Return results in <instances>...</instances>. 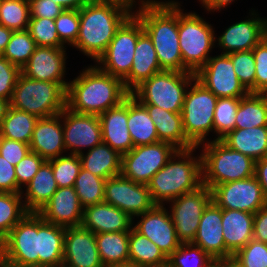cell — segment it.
<instances>
[{
  "instance_id": "cell-1",
  "label": "cell",
  "mask_w": 267,
  "mask_h": 267,
  "mask_svg": "<svg viewBox=\"0 0 267 267\" xmlns=\"http://www.w3.org/2000/svg\"><path fill=\"white\" fill-rule=\"evenodd\" d=\"M129 95L123 80L94 65L68 83L66 107L76 113L99 116L120 105Z\"/></svg>"
},
{
  "instance_id": "cell-2",
  "label": "cell",
  "mask_w": 267,
  "mask_h": 267,
  "mask_svg": "<svg viewBox=\"0 0 267 267\" xmlns=\"http://www.w3.org/2000/svg\"><path fill=\"white\" fill-rule=\"evenodd\" d=\"M135 15L151 38L162 70L183 72L179 45L178 2L141 0Z\"/></svg>"
},
{
  "instance_id": "cell-3",
  "label": "cell",
  "mask_w": 267,
  "mask_h": 267,
  "mask_svg": "<svg viewBox=\"0 0 267 267\" xmlns=\"http://www.w3.org/2000/svg\"><path fill=\"white\" fill-rule=\"evenodd\" d=\"M131 14L120 5L90 0L79 9L80 28L73 47L97 61Z\"/></svg>"
},
{
  "instance_id": "cell-4",
  "label": "cell",
  "mask_w": 267,
  "mask_h": 267,
  "mask_svg": "<svg viewBox=\"0 0 267 267\" xmlns=\"http://www.w3.org/2000/svg\"><path fill=\"white\" fill-rule=\"evenodd\" d=\"M195 149L178 150L151 178L147 186L155 205L164 206V201L170 202L202 185L201 154L198 159L192 157Z\"/></svg>"
},
{
  "instance_id": "cell-5",
  "label": "cell",
  "mask_w": 267,
  "mask_h": 267,
  "mask_svg": "<svg viewBox=\"0 0 267 267\" xmlns=\"http://www.w3.org/2000/svg\"><path fill=\"white\" fill-rule=\"evenodd\" d=\"M201 153L202 184L216 185L254 176L255 161L215 139L203 144Z\"/></svg>"
},
{
  "instance_id": "cell-6",
  "label": "cell",
  "mask_w": 267,
  "mask_h": 267,
  "mask_svg": "<svg viewBox=\"0 0 267 267\" xmlns=\"http://www.w3.org/2000/svg\"><path fill=\"white\" fill-rule=\"evenodd\" d=\"M68 83L34 80L20 73L9 106L47 118L60 114L66 108Z\"/></svg>"
},
{
  "instance_id": "cell-7",
  "label": "cell",
  "mask_w": 267,
  "mask_h": 267,
  "mask_svg": "<svg viewBox=\"0 0 267 267\" xmlns=\"http://www.w3.org/2000/svg\"><path fill=\"white\" fill-rule=\"evenodd\" d=\"M191 72L162 70L143 81L130 94L141 104L158 106L164 110L182 113L183 102L191 82Z\"/></svg>"
},
{
  "instance_id": "cell-8",
  "label": "cell",
  "mask_w": 267,
  "mask_h": 267,
  "mask_svg": "<svg viewBox=\"0 0 267 267\" xmlns=\"http://www.w3.org/2000/svg\"><path fill=\"white\" fill-rule=\"evenodd\" d=\"M178 3L179 45L183 72L196 74L210 58V51L217 40L211 25L196 13H183Z\"/></svg>"
},
{
  "instance_id": "cell-9",
  "label": "cell",
  "mask_w": 267,
  "mask_h": 267,
  "mask_svg": "<svg viewBox=\"0 0 267 267\" xmlns=\"http://www.w3.org/2000/svg\"><path fill=\"white\" fill-rule=\"evenodd\" d=\"M193 82L183 102L182 121L187 139L198 148L205 143L206 135L214 130V111L218 98L196 78Z\"/></svg>"
},
{
  "instance_id": "cell-10",
  "label": "cell",
  "mask_w": 267,
  "mask_h": 267,
  "mask_svg": "<svg viewBox=\"0 0 267 267\" xmlns=\"http://www.w3.org/2000/svg\"><path fill=\"white\" fill-rule=\"evenodd\" d=\"M0 259L8 267H39L38 213L28 212L0 242Z\"/></svg>"
},
{
  "instance_id": "cell-11",
  "label": "cell",
  "mask_w": 267,
  "mask_h": 267,
  "mask_svg": "<svg viewBox=\"0 0 267 267\" xmlns=\"http://www.w3.org/2000/svg\"><path fill=\"white\" fill-rule=\"evenodd\" d=\"M143 32V25L133 12L117 29L114 38L96 61L101 64L97 67L123 80L130 73L137 40Z\"/></svg>"
},
{
  "instance_id": "cell-12",
  "label": "cell",
  "mask_w": 267,
  "mask_h": 267,
  "mask_svg": "<svg viewBox=\"0 0 267 267\" xmlns=\"http://www.w3.org/2000/svg\"><path fill=\"white\" fill-rule=\"evenodd\" d=\"M177 151L171 143L163 141L133 147L122 155L121 175L147 185Z\"/></svg>"
},
{
  "instance_id": "cell-13",
  "label": "cell",
  "mask_w": 267,
  "mask_h": 267,
  "mask_svg": "<svg viewBox=\"0 0 267 267\" xmlns=\"http://www.w3.org/2000/svg\"><path fill=\"white\" fill-rule=\"evenodd\" d=\"M211 201V190L203 184L196 190L170 201L172 202L170 215L181 243L193 242L201 216Z\"/></svg>"
},
{
  "instance_id": "cell-14",
  "label": "cell",
  "mask_w": 267,
  "mask_h": 267,
  "mask_svg": "<svg viewBox=\"0 0 267 267\" xmlns=\"http://www.w3.org/2000/svg\"><path fill=\"white\" fill-rule=\"evenodd\" d=\"M212 201L222 209L255 214L267 204L262 186L255 176L212 187Z\"/></svg>"
},
{
  "instance_id": "cell-15",
  "label": "cell",
  "mask_w": 267,
  "mask_h": 267,
  "mask_svg": "<svg viewBox=\"0 0 267 267\" xmlns=\"http://www.w3.org/2000/svg\"><path fill=\"white\" fill-rule=\"evenodd\" d=\"M195 77L217 98H243L250 93L238 79L228 54L210 57Z\"/></svg>"
},
{
  "instance_id": "cell-16",
  "label": "cell",
  "mask_w": 267,
  "mask_h": 267,
  "mask_svg": "<svg viewBox=\"0 0 267 267\" xmlns=\"http://www.w3.org/2000/svg\"><path fill=\"white\" fill-rule=\"evenodd\" d=\"M104 202L117 207L133 219L155 206L146 184L136 183L122 175L106 180Z\"/></svg>"
},
{
  "instance_id": "cell-17",
  "label": "cell",
  "mask_w": 267,
  "mask_h": 267,
  "mask_svg": "<svg viewBox=\"0 0 267 267\" xmlns=\"http://www.w3.org/2000/svg\"><path fill=\"white\" fill-rule=\"evenodd\" d=\"M63 139L70 154L80 155L83 148L91 150L102 143V127L97 115L76 113L67 107L61 112Z\"/></svg>"
},
{
  "instance_id": "cell-18",
  "label": "cell",
  "mask_w": 267,
  "mask_h": 267,
  "mask_svg": "<svg viewBox=\"0 0 267 267\" xmlns=\"http://www.w3.org/2000/svg\"><path fill=\"white\" fill-rule=\"evenodd\" d=\"M141 220L133 228L155 243L168 258L181 245L171 215L162 205L138 215Z\"/></svg>"
},
{
  "instance_id": "cell-19",
  "label": "cell",
  "mask_w": 267,
  "mask_h": 267,
  "mask_svg": "<svg viewBox=\"0 0 267 267\" xmlns=\"http://www.w3.org/2000/svg\"><path fill=\"white\" fill-rule=\"evenodd\" d=\"M221 222L222 208L211 201L201 216L192 244L200 247L215 261H231L233 254L225 246Z\"/></svg>"
},
{
  "instance_id": "cell-20",
  "label": "cell",
  "mask_w": 267,
  "mask_h": 267,
  "mask_svg": "<svg viewBox=\"0 0 267 267\" xmlns=\"http://www.w3.org/2000/svg\"><path fill=\"white\" fill-rule=\"evenodd\" d=\"M63 263L69 267H104L97 249L95 233L82 226L67 227Z\"/></svg>"
},
{
  "instance_id": "cell-21",
  "label": "cell",
  "mask_w": 267,
  "mask_h": 267,
  "mask_svg": "<svg viewBox=\"0 0 267 267\" xmlns=\"http://www.w3.org/2000/svg\"><path fill=\"white\" fill-rule=\"evenodd\" d=\"M83 206L74 187H61L37 212L44 221L62 227L81 226Z\"/></svg>"
},
{
  "instance_id": "cell-22",
  "label": "cell",
  "mask_w": 267,
  "mask_h": 267,
  "mask_svg": "<svg viewBox=\"0 0 267 267\" xmlns=\"http://www.w3.org/2000/svg\"><path fill=\"white\" fill-rule=\"evenodd\" d=\"M64 48L39 47L21 68V73L34 80L69 83L64 81L66 54Z\"/></svg>"
},
{
  "instance_id": "cell-23",
  "label": "cell",
  "mask_w": 267,
  "mask_h": 267,
  "mask_svg": "<svg viewBox=\"0 0 267 267\" xmlns=\"http://www.w3.org/2000/svg\"><path fill=\"white\" fill-rule=\"evenodd\" d=\"M61 113L47 118H39L30 140V151L40 155L45 161L62 156L66 151L63 139ZM61 122V123H60Z\"/></svg>"
},
{
  "instance_id": "cell-24",
  "label": "cell",
  "mask_w": 267,
  "mask_h": 267,
  "mask_svg": "<svg viewBox=\"0 0 267 267\" xmlns=\"http://www.w3.org/2000/svg\"><path fill=\"white\" fill-rule=\"evenodd\" d=\"M251 14L252 18L231 25L217 38L220 48L225 50L222 54L252 50L263 40L267 19Z\"/></svg>"
},
{
  "instance_id": "cell-25",
  "label": "cell",
  "mask_w": 267,
  "mask_h": 267,
  "mask_svg": "<svg viewBox=\"0 0 267 267\" xmlns=\"http://www.w3.org/2000/svg\"><path fill=\"white\" fill-rule=\"evenodd\" d=\"M102 127V142L120 155L128 153L134 146L128 131V97L118 106L99 115Z\"/></svg>"
},
{
  "instance_id": "cell-26",
  "label": "cell",
  "mask_w": 267,
  "mask_h": 267,
  "mask_svg": "<svg viewBox=\"0 0 267 267\" xmlns=\"http://www.w3.org/2000/svg\"><path fill=\"white\" fill-rule=\"evenodd\" d=\"M133 219L117 207L101 202L83 209L81 226L95 234L130 231Z\"/></svg>"
},
{
  "instance_id": "cell-27",
  "label": "cell",
  "mask_w": 267,
  "mask_h": 267,
  "mask_svg": "<svg viewBox=\"0 0 267 267\" xmlns=\"http://www.w3.org/2000/svg\"><path fill=\"white\" fill-rule=\"evenodd\" d=\"M162 71L153 42L144 31L137 40L130 73L123 79L125 88L131 93L143 81Z\"/></svg>"
},
{
  "instance_id": "cell-28",
  "label": "cell",
  "mask_w": 267,
  "mask_h": 267,
  "mask_svg": "<svg viewBox=\"0 0 267 267\" xmlns=\"http://www.w3.org/2000/svg\"><path fill=\"white\" fill-rule=\"evenodd\" d=\"M143 105L155 124L159 141L171 143L178 150L196 148L184 133L182 113L170 112L155 105Z\"/></svg>"
},
{
  "instance_id": "cell-29",
  "label": "cell",
  "mask_w": 267,
  "mask_h": 267,
  "mask_svg": "<svg viewBox=\"0 0 267 267\" xmlns=\"http://www.w3.org/2000/svg\"><path fill=\"white\" fill-rule=\"evenodd\" d=\"M66 228L46 222L38 214L39 267H55L63 263Z\"/></svg>"
},
{
  "instance_id": "cell-30",
  "label": "cell",
  "mask_w": 267,
  "mask_h": 267,
  "mask_svg": "<svg viewBox=\"0 0 267 267\" xmlns=\"http://www.w3.org/2000/svg\"><path fill=\"white\" fill-rule=\"evenodd\" d=\"M222 229L226 248L234 255L253 239L254 214L222 209Z\"/></svg>"
},
{
  "instance_id": "cell-31",
  "label": "cell",
  "mask_w": 267,
  "mask_h": 267,
  "mask_svg": "<svg viewBox=\"0 0 267 267\" xmlns=\"http://www.w3.org/2000/svg\"><path fill=\"white\" fill-rule=\"evenodd\" d=\"M220 140L254 161L267 157V126L234 129Z\"/></svg>"
},
{
  "instance_id": "cell-32",
  "label": "cell",
  "mask_w": 267,
  "mask_h": 267,
  "mask_svg": "<svg viewBox=\"0 0 267 267\" xmlns=\"http://www.w3.org/2000/svg\"><path fill=\"white\" fill-rule=\"evenodd\" d=\"M52 165L45 161L33 179L26 185L25 209L37 213L57 191Z\"/></svg>"
},
{
  "instance_id": "cell-33",
  "label": "cell",
  "mask_w": 267,
  "mask_h": 267,
  "mask_svg": "<svg viewBox=\"0 0 267 267\" xmlns=\"http://www.w3.org/2000/svg\"><path fill=\"white\" fill-rule=\"evenodd\" d=\"M82 168L91 172L93 175L108 179L121 175L122 155L113 150L108 144L101 143L84 156L80 155Z\"/></svg>"
},
{
  "instance_id": "cell-34",
  "label": "cell",
  "mask_w": 267,
  "mask_h": 267,
  "mask_svg": "<svg viewBox=\"0 0 267 267\" xmlns=\"http://www.w3.org/2000/svg\"><path fill=\"white\" fill-rule=\"evenodd\" d=\"M127 125L134 147L159 142L155 124L146 107L131 94L128 96Z\"/></svg>"
},
{
  "instance_id": "cell-35",
  "label": "cell",
  "mask_w": 267,
  "mask_h": 267,
  "mask_svg": "<svg viewBox=\"0 0 267 267\" xmlns=\"http://www.w3.org/2000/svg\"><path fill=\"white\" fill-rule=\"evenodd\" d=\"M130 231L95 234L97 249L104 267L129 264Z\"/></svg>"
},
{
  "instance_id": "cell-36",
  "label": "cell",
  "mask_w": 267,
  "mask_h": 267,
  "mask_svg": "<svg viewBox=\"0 0 267 267\" xmlns=\"http://www.w3.org/2000/svg\"><path fill=\"white\" fill-rule=\"evenodd\" d=\"M129 264L167 267L168 258L155 243L132 228L129 235Z\"/></svg>"
},
{
  "instance_id": "cell-37",
  "label": "cell",
  "mask_w": 267,
  "mask_h": 267,
  "mask_svg": "<svg viewBox=\"0 0 267 267\" xmlns=\"http://www.w3.org/2000/svg\"><path fill=\"white\" fill-rule=\"evenodd\" d=\"M38 119L34 114L9 106L0 125V137L30 144Z\"/></svg>"
},
{
  "instance_id": "cell-38",
  "label": "cell",
  "mask_w": 267,
  "mask_h": 267,
  "mask_svg": "<svg viewBox=\"0 0 267 267\" xmlns=\"http://www.w3.org/2000/svg\"><path fill=\"white\" fill-rule=\"evenodd\" d=\"M260 126H267V97L265 94L249 93L240 98L235 129Z\"/></svg>"
},
{
  "instance_id": "cell-39",
  "label": "cell",
  "mask_w": 267,
  "mask_h": 267,
  "mask_svg": "<svg viewBox=\"0 0 267 267\" xmlns=\"http://www.w3.org/2000/svg\"><path fill=\"white\" fill-rule=\"evenodd\" d=\"M22 194L0 192V242L28 213L23 204Z\"/></svg>"
},
{
  "instance_id": "cell-40",
  "label": "cell",
  "mask_w": 267,
  "mask_h": 267,
  "mask_svg": "<svg viewBox=\"0 0 267 267\" xmlns=\"http://www.w3.org/2000/svg\"><path fill=\"white\" fill-rule=\"evenodd\" d=\"M105 183L106 179L80 169L73 187L83 208L104 202Z\"/></svg>"
},
{
  "instance_id": "cell-41",
  "label": "cell",
  "mask_w": 267,
  "mask_h": 267,
  "mask_svg": "<svg viewBox=\"0 0 267 267\" xmlns=\"http://www.w3.org/2000/svg\"><path fill=\"white\" fill-rule=\"evenodd\" d=\"M36 47L35 41L27 29L13 31L1 55L21 69L28 62Z\"/></svg>"
},
{
  "instance_id": "cell-42",
  "label": "cell",
  "mask_w": 267,
  "mask_h": 267,
  "mask_svg": "<svg viewBox=\"0 0 267 267\" xmlns=\"http://www.w3.org/2000/svg\"><path fill=\"white\" fill-rule=\"evenodd\" d=\"M28 0H2L0 24L13 31L26 30L30 21Z\"/></svg>"
},
{
  "instance_id": "cell-43",
  "label": "cell",
  "mask_w": 267,
  "mask_h": 267,
  "mask_svg": "<svg viewBox=\"0 0 267 267\" xmlns=\"http://www.w3.org/2000/svg\"><path fill=\"white\" fill-rule=\"evenodd\" d=\"M214 262L200 247L192 243H181L168 257L167 267H210Z\"/></svg>"
},
{
  "instance_id": "cell-44",
  "label": "cell",
  "mask_w": 267,
  "mask_h": 267,
  "mask_svg": "<svg viewBox=\"0 0 267 267\" xmlns=\"http://www.w3.org/2000/svg\"><path fill=\"white\" fill-rule=\"evenodd\" d=\"M240 98H218L214 111V132L220 140L228 132L235 129L236 112L239 107Z\"/></svg>"
},
{
  "instance_id": "cell-45",
  "label": "cell",
  "mask_w": 267,
  "mask_h": 267,
  "mask_svg": "<svg viewBox=\"0 0 267 267\" xmlns=\"http://www.w3.org/2000/svg\"><path fill=\"white\" fill-rule=\"evenodd\" d=\"M27 30L39 47L65 48L56 30L55 20L30 17Z\"/></svg>"
},
{
  "instance_id": "cell-46",
  "label": "cell",
  "mask_w": 267,
  "mask_h": 267,
  "mask_svg": "<svg viewBox=\"0 0 267 267\" xmlns=\"http://www.w3.org/2000/svg\"><path fill=\"white\" fill-rule=\"evenodd\" d=\"M52 165L58 188L73 187L82 163L79 155L59 156L48 161Z\"/></svg>"
},
{
  "instance_id": "cell-47",
  "label": "cell",
  "mask_w": 267,
  "mask_h": 267,
  "mask_svg": "<svg viewBox=\"0 0 267 267\" xmlns=\"http://www.w3.org/2000/svg\"><path fill=\"white\" fill-rule=\"evenodd\" d=\"M236 267H267V244L252 239L232 257Z\"/></svg>"
},
{
  "instance_id": "cell-48",
  "label": "cell",
  "mask_w": 267,
  "mask_h": 267,
  "mask_svg": "<svg viewBox=\"0 0 267 267\" xmlns=\"http://www.w3.org/2000/svg\"><path fill=\"white\" fill-rule=\"evenodd\" d=\"M228 55L233 62V69L240 82L250 93H255L256 71L252 50L232 52Z\"/></svg>"
},
{
  "instance_id": "cell-49",
  "label": "cell",
  "mask_w": 267,
  "mask_h": 267,
  "mask_svg": "<svg viewBox=\"0 0 267 267\" xmlns=\"http://www.w3.org/2000/svg\"><path fill=\"white\" fill-rule=\"evenodd\" d=\"M55 26L60 41L73 46L80 28L79 10L65 9L55 18Z\"/></svg>"
},
{
  "instance_id": "cell-50",
  "label": "cell",
  "mask_w": 267,
  "mask_h": 267,
  "mask_svg": "<svg viewBox=\"0 0 267 267\" xmlns=\"http://www.w3.org/2000/svg\"><path fill=\"white\" fill-rule=\"evenodd\" d=\"M44 162L45 160L40 155L30 151L15 165L17 193H23L22 186H26L33 179Z\"/></svg>"
},
{
  "instance_id": "cell-51",
  "label": "cell",
  "mask_w": 267,
  "mask_h": 267,
  "mask_svg": "<svg viewBox=\"0 0 267 267\" xmlns=\"http://www.w3.org/2000/svg\"><path fill=\"white\" fill-rule=\"evenodd\" d=\"M21 69L0 55V98L10 101Z\"/></svg>"
},
{
  "instance_id": "cell-52",
  "label": "cell",
  "mask_w": 267,
  "mask_h": 267,
  "mask_svg": "<svg viewBox=\"0 0 267 267\" xmlns=\"http://www.w3.org/2000/svg\"><path fill=\"white\" fill-rule=\"evenodd\" d=\"M255 60V93L267 92V44L262 40L253 49Z\"/></svg>"
},
{
  "instance_id": "cell-53",
  "label": "cell",
  "mask_w": 267,
  "mask_h": 267,
  "mask_svg": "<svg viewBox=\"0 0 267 267\" xmlns=\"http://www.w3.org/2000/svg\"><path fill=\"white\" fill-rule=\"evenodd\" d=\"M30 152V146L16 140L0 137V155L14 166Z\"/></svg>"
},
{
  "instance_id": "cell-54",
  "label": "cell",
  "mask_w": 267,
  "mask_h": 267,
  "mask_svg": "<svg viewBox=\"0 0 267 267\" xmlns=\"http://www.w3.org/2000/svg\"><path fill=\"white\" fill-rule=\"evenodd\" d=\"M30 16L55 20L65 9L53 0H28Z\"/></svg>"
},
{
  "instance_id": "cell-55",
  "label": "cell",
  "mask_w": 267,
  "mask_h": 267,
  "mask_svg": "<svg viewBox=\"0 0 267 267\" xmlns=\"http://www.w3.org/2000/svg\"><path fill=\"white\" fill-rule=\"evenodd\" d=\"M0 192L17 193L15 166L0 155Z\"/></svg>"
},
{
  "instance_id": "cell-56",
  "label": "cell",
  "mask_w": 267,
  "mask_h": 267,
  "mask_svg": "<svg viewBox=\"0 0 267 267\" xmlns=\"http://www.w3.org/2000/svg\"><path fill=\"white\" fill-rule=\"evenodd\" d=\"M253 239L267 244V204L254 214Z\"/></svg>"
},
{
  "instance_id": "cell-57",
  "label": "cell",
  "mask_w": 267,
  "mask_h": 267,
  "mask_svg": "<svg viewBox=\"0 0 267 267\" xmlns=\"http://www.w3.org/2000/svg\"><path fill=\"white\" fill-rule=\"evenodd\" d=\"M254 176L262 186L265 198L267 200V157L255 161Z\"/></svg>"
},
{
  "instance_id": "cell-58",
  "label": "cell",
  "mask_w": 267,
  "mask_h": 267,
  "mask_svg": "<svg viewBox=\"0 0 267 267\" xmlns=\"http://www.w3.org/2000/svg\"><path fill=\"white\" fill-rule=\"evenodd\" d=\"M235 0H201L202 6L205 7L207 11L220 10L231 4Z\"/></svg>"
},
{
  "instance_id": "cell-59",
  "label": "cell",
  "mask_w": 267,
  "mask_h": 267,
  "mask_svg": "<svg viewBox=\"0 0 267 267\" xmlns=\"http://www.w3.org/2000/svg\"><path fill=\"white\" fill-rule=\"evenodd\" d=\"M53 1L59 4L64 9L79 10L90 0H53Z\"/></svg>"
},
{
  "instance_id": "cell-60",
  "label": "cell",
  "mask_w": 267,
  "mask_h": 267,
  "mask_svg": "<svg viewBox=\"0 0 267 267\" xmlns=\"http://www.w3.org/2000/svg\"><path fill=\"white\" fill-rule=\"evenodd\" d=\"M12 33H13V30L8 29L2 24H0V55L5 50L6 45L8 44Z\"/></svg>"
},
{
  "instance_id": "cell-61",
  "label": "cell",
  "mask_w": 267,
  "mask_h": 267,
  "mask_svg": "<svg viewBox=\"0 0 267 267\" xmlns=\"http://www.w3.org/2000/svg\"><path fill=\"white\" fill-rule=\"evenodd\" d=\"M99 1L120 5L126 10H128L130 13H132V8L134 6L133 4L134 2H136L135 0H99Z\"/></svg>"
},
{
  "instance_id": "cell-62",
  "label": "cell",
  "mask_w": 267,
  "mask_h": 267,
  "mask_svg": "<svg viewBox=\"0 0 267 267\" xmlns=\"http://www.w3.org/2000/svg\"><path fill=\"white\" fill-rule=\"evenodd\" d=\"M9 107V101L0 98V125Z\"/></svg>"
},
{
  "instance_id": "cell-63",
  "label": "cell",
  "mask_w": 267,
  "mask_h": 267,
  "mask_svg": "<svg viewBox=\"0 0 267 267\" xmlns=\"http://www.w3.org/2000/svg\"><path fill=\"white\" fill-rule=\"evenodd\" d=\"M221 267H236L231 261H221Z\"/></svg>"
},
{
  "instance_id": "cell-64",
  "label": "cell",
  "mask_w": 267,
  "mask_h": 267,
  "mask_svg": "<svg viewBox=\"0 0 267 267\" xmlns=\"http://www.w3.org/2000/svg\"><path fill=\"white\" fill-rule=\"evenodd\" d=\"M263 41L267 44V23L265 25V29L263 33Z\"/></svg>"
},
{
  "instance_id": "cell-65",
  "label": "cell",
  "mask_w": 267,
  "mask_h": 267,
  "mask_svg": "<svg viewBox=\"0 0 267 267\" xmlns=\"http://www.w3.org/2000/svg\"><path fill=\"white\" fill-rule=\"evenodd\" d=\"M115 267H143V266H139V265H133V264H125V265H118Z\"/></svg>"
},
{
  "instance_id": "cell-66",
  "label": "cell",
  "mask_w": 267,
  "mask_h": 267,
  "mask_svg": "<svg viewBox=\"0 0 267 267\" xmlns=\"http://www.w3.org/2000/svg\"><path fill=\"white\" fill-rule=\"evenodd\" d=\"M210 267H221V261H215Z\"/></svg>"
},
{
  "instance_id": "cell-67",
  "label": "cell",
  "mask_w": 267,
  "mask_h": 267,
  "mask_svg": "<svg viewBox=\"0 0 267 267\" xmlns=\"http://www.w3.org/2000/svg\"><path fill=\"white\" fill-rule=\"evenodd\" d=\"M0 267H8L4 261L0 259Z\"/></svg>"
},
{
  "instance_id": "cell-68",
  "label": "cell",
  "mask_w": 267,
  "mask_h": 267,
  "mask_svg": "<svg viewBox=\"0 0 267 267\" xmlns=\"http://www.w3.org/2000/svg\"><path fill=\"white\" fill-rule=\"evenodd\" d=\"M55 267H69L68 265L62 263L61 265L55 266Z\"/></svg>"
}]
</instances>
